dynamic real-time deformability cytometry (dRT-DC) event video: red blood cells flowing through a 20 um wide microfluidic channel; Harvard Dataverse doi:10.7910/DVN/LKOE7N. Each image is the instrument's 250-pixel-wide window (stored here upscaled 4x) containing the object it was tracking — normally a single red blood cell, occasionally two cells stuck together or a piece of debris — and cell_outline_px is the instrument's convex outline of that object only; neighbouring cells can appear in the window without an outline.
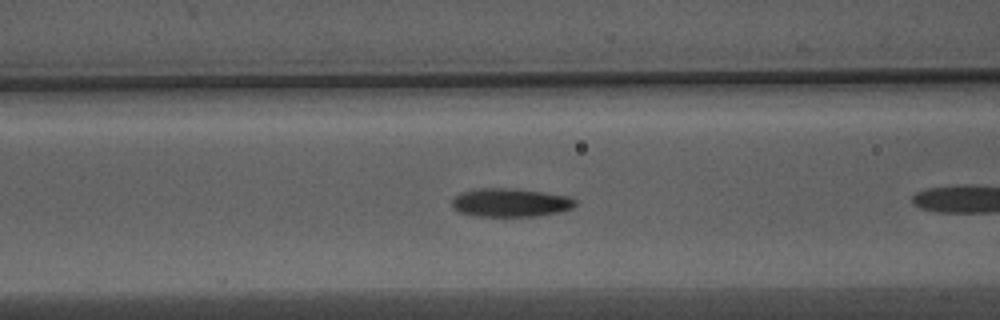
{"species": "Egyptian fruit bat (a non-hibernating species)", "species_latin": "Rousettus aegyptiacus", "temperature_condition": "warm", "stored_images_in_passage": 8, "camera_frame_rate_fps": 3000, "um_per_image_px": 0.085, "animal": {"sex": "male"}, "frame": {"image": 1, "passage_image": 7, "time_ms": 2.0, "image_size_px": [1000, 320], "cell_outline_px": [[576, 204], [572, 208], [560, 212], [536, 216], [472, 216], [460, 212], [452, 208], [452, 196], [460, 192], [476, 188], [512, 188], [544, 192], [568, 196], [576, 200]], "centroid_in_image_um": [43.34, 17.21], "position_along_channel_um": 123.3, "area_um2": 20.75}}